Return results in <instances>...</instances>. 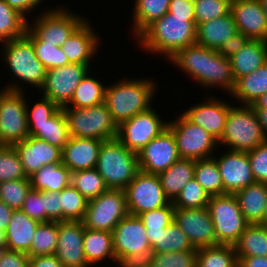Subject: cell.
<instances>
[{
    "instance_id": "obj_1",
    "label": "cell",
    "mask_w": 267,
    "mask_h": 267,
    "mask_svg": "<svg viewBox=\"0 0 267 267\" xmlns=\"http://www.w3.org/2000/svg\"><path fill=\"white\" fill-rule=\"evenodd\" d=\"M167 62L185 72L203 89L217 88L229 95L235 85L229 58L197 43L179 50ZM208 87V88H207Z\"/></svg>"
},
{
    "instance_id": "obj_2",
    "label": "cell",
    "mask_w": 267,
    "mask_h": 267,
    "mask_svg": "<svg viewBox=\"0 0 267 267\" xmlns=\"http://www.w3.org/2000/svg\"><path fill=\"white\" fill-rule=\"evenodd\" d=\"M196 18L166 13L150 24L135 40L141 51L169 60L179 50L196 43Z\"/></svg>"
},
{
    "instance_id": "obj_3",
    "label": "cell",
    "mask_w": 267,
    "mask_h": 267,
    "mask_svg": "<svg viewBox=\"0 0 267 267\" xmlns=\"http://www.w3.org/2000/svg\"><path fill=\"white\" fill-rule=\"evenodd\" d=\"M127 78V79H126ZM122 77L115 82H108L105 89V103L113 121L119 126L136 114L148 111L152 107L157 92L155 79ZM121 80V81H120Z\"/></svg>"
},
{
    "instance_id": "obj_4",
    "label": "cell",
    "mask_w": 267,
    "mask_h": 267,
    "mask_svg": "<svg viewBox=\"0 0 267 267\" xmlns=\"http://www.w3.org/2000/svg\"><path fill=\"white\" fill-rule=\"evenodd\" d=\"M2 62L9 69L12 80L0 89L12 92H27L24 86L42 87L47 69L37 59L32 42L24 35L17 39L4 42L0 48ZM16 78V79H14ZM18 81V82H17ZM24 82V83H23ZM23 83V84H22Z\"/></svg>"
},
{
    "instance_id": "obj_5",
    "label": "cell",
    "mask_w": 267,
    "mask_h": 267,
    "mask_svg": "<svg viewBox=\"0 0 267 267\" xmlns=\"http://www.w3.org/2000/svg\"><path fill=\"white\" fill-rule=\"evenodd\" d=\"M66 7V8H65ZM27 20L25 36L30 41H46L61 47L63 43L88 19L69 10V6L46 7ZM30 22V23H29Z\"/></svg>"
},
{
    "instance_id": "obj_6",
    "label": "cell",
    "mask_w": 267,
    "mask_h": 267,
    "mask_svg": "<svg viewBox=\"0 0 267 267\" xmlns=\"http://www.w3.org/2000/svg\"><path fill=\"white\" fill-rule=\"evenodd\" d=\"M96 169L108 189L124 190L140 171L137 153L117 138L103 141Z\"/></svg>"
},
{
    "instance_id": "obj_7",
    "label": "cell",
    "mask_w": 267,
    "mask_h": 267,
    "mask_svg": "<svg viewBox=\"0 0 267 267\" xmlns=\"http://www.w3.org/2000/svg\"><path fill=\"white\" fill-rule=\"evenodd\" d=\"M117 266L140 267L152 254L146 227L138 216L128 214L112 231Z\"/></svg>"
},
{
    "instance_id": "obj_8",
    "label": "cell",
    "mask_w": 267,
    "mask_h": 267,
    "mask_svg": "<svg viewBox=\"0 0 267 267\" xmlns=\"http://www.w3.org/2000/svg\"><path fill=\"white\" fill-rule=\"evenodd\" d=\"M266 141L262 127L250 105L231 106L218 146L227 150L249 152Z\"/></svg>"
},
{
    "instance_id": "obj_9",
    "label": "cell",
    "mask_w": 267,
    "mask_h": 267,
    "mask_svg": "<svg viewBox=\"0 0 267 267\" xmlns=\"http://www.w3.org/2000/svg\"><path fill=\"white\" fill-rule=\"evenodd\" d=\"M69 134L75 138L101 141L117 138L118 126L105 102L88 108L62 107Z\"/></svg>"
},
{
    "instance_id": "obj_10",
    "label": "cell",
    "mask_w": 267,
    "mask_h": 267,
    "mask_svg": "<svg viewBox=\"0 0 267 267\" xmlns=\"http://www.w3.org/2000/svg\"><path fill=\"white\" fill-rule=\"evenodd\" d=\"M209 211L216 235V245L234 246L249 224L234 194L210 196Z\"/></svg>"
},
{
    "instance_id": "obj_11",
    "label": "cell",
    "mask_w": 267,
    "mask_h": 267,
    "mask_svg": "<svg viewBox=\"0 0 267 267\" xmlns=\"http://www.w3.org/2000/svg\"><path fill=\"white\" fill-rule=\"evenodd\" d=\"M167 127L175 137L181 158L208 159L219 150L218 141L201 126L190 122L181 112L175 120L169 119Z\"/></svg>"
},
{
    "instance_id": "obj_12",
    "label": "cell",
    "mask_w": 267,
    "mask_h": 267,
    "mask_svg": "<svg viewBox=\"0 0 267 267\" xmlns=\"http://www.w3.org/2000/svg\"><path fill=\"white\" fill-rule=\"evenodd\" d=\"M128 214L125 191L108 189L97 198L88 200L82 222L86 228L112 232Z\"/></svg>"
},
{
    "instance_id": "obj_13",
    "label": "cell",
    "mask_w": 267,
    "mask_h": 267,
    "mask_svg": "<svg viewBox=\"0 0 267 267\" xmlns=\"http://www.w3.org/2000/svg\"><path fill=\"white\" fill-rule=\"evenodd\" d=\"M26 96L25 92L0 89V139L4 145L13 146L29 136Z\"/></svg>"
},
{
    "instance_id": "obj_14",
    "label": "cell",
    "mask_w": 267,
    "mask_h": 267,
    "mask_svg": "<svg viewBox=\"0 0 267 267\" xmlns=\"http://www.w3.org/2000/svg\"><path fill=\"white\" fill-rule=\"evenodd\" d=\"M124 191L128 213L133 216L163 207L170 202L159 176L155 174L139 171Z\"/></svg>"
},
{
    "instance_id": "obj_15",
    "label": "cell",
    "mask_w": 267,
    "mask_h": 267,
    "mask_svg": "<svg viewBox=\"0 0 267 267\" xmlns=\"http://www.w3.org/2000/svg\"><path fill=\"white\" fill-rule=\"evenodd\" d=\"M155 107L136 114L118 126L117 139L129 150L138 153L167 128L168 119L160 117Z\"/></svg>"
},
{
    "instance_id": "obj_16",
    "label": "cell",
    "mask_w": 267,
    "mask_h": 267,
    "mask_svg": "<svg viewBox=\"0 0 267 267\" xmlns=\"http://www.w3.org/2000/svg\"><path fill=\"white\" fill-rule=\"evenodd\" d=\"M90 69L88 65L72 63L48 69L39 92L62 108L70 102L79 82Z\"/></svg>"
},
{
    "instance_id": "obj_17",
    "label": "cell",
    "mask_w": 267,
    "mask_h": 267,
    "mask_svg": "<svg viewBox=\"0 0 267 267\" xmlns=\"http://www.w3.org/2000/svg\"><path fill=\"white\" fill-rule=\"evenodd\" d=\"M137 156L139 170L155 175L164 172L181 158L175 137L168 127L143 147Z\"/></svg>"
},
{
    "instance_id": "obj_18",
    "label": "cell",
    "mask_w": 267,
    "mask_h": 267,
    "mask_svg": "<svg viewBox=\"0 0 267 267\" xmlns=\"http://www.w3.org/2000/svg\"><path fill=\"white\" fill-rule=\"evenodd\" d=\"M221 152L223 153H220V155L215 153L213 158L217 162L222 177L224 194H235L240 189L256 182L247 152L227 149Z\"/></svg>"
},
{
    "instance_id": "obj_19",
    "label": "cell",
    "mask_w": 267,
    "mask_h": 267,
    "mask_svg": "<svg viewBox=\"0 0 267 267\" xmlns=\"http://www.w3.org/2000/svg\"><path fill=\"white\" fill-rule=\"evenodd\" d=\"M206 100V101H205ZM204 102L199 101L182 111V114L192 123L201 126L214 139L219 141L223 135L231 104L215 96H206Z\"/></svg>"
},
{
    "instance_id": "obj_20",
    "label": "cell",
    "mask_w": 267,
    "mask_h": 267,
    "mask_svg": "<svg viewBox=\"0 0 267 267\" xmlns=\"http://www.w3.org/2000/svg\"><path fill=\"white\" fill-rule=\"evenodd\" d=\"M174 222L195 248L216 245V235L209 211L205 208H175Z\"/></svg>"
},
{
    "instance_id": "obj_21",
    "label": "cell",
    "mask_w": 267,
    "mask_h": 267,
    "mask_svg": "<svg viewBox=\"0 0 267 267\" xmlns=\"http://www.w3.org/2000/svg\"><path fill=\"white\" fill-rule=\"evenodd\" d=\"M83 237L82 221L58 222V244L54 255L64 267H91L84 255Z\"/></svg>"
},
{
    "instance_id": "obj_22",
    "label": "cell",
    "mask_w": 267,
    "mask_h": 267,
    "mask_svg": "<svg viewBox=\"0 0 267 267\" xmlns=\"http://www.w3.org/2000/svg\"><path fill=\"white\" fill-rule=\"evenodd\" d=\"M87 19L61 46L69 63L84 64L90 68L101 46L102 37ZM101 37V38H100Z\"/></svg>"
},
{
    "instance_id": "obj_23",
    "label": "cell",
    "mask_w": 267,
    "mask_h": 267,
    "mask_svg": "<svg viewBox=\"0 0 267 267\" xmlns=\"http://www.w3.org/2000/svg\"><path fill=\"white\" fill-rule=\"evenodd\" d=\"M13 146L18 152L27 177L43 166L62 163V149L33 136L29 135Z\"/></svg>"
},
{
    "instance_id": "obj_24",
    "label": "cell",
    "mask_w": 267,
    "mask_h": 267,
    "mask_svg": "<svg viewBox=\"0 0 267 267\" xmlns=\"http://www.w3.org/2000/svg\"><path fill=\"white\" fill-rule=\"evenodd\" d=\"M237 30L252 40L267 41V18L259 0L231 1Z\"/></svg>"
},
{
    "instance_id": "obj_25",
    "label": "cell",
    "mask_w": 267,
    "mask_h": 267,
    "mask_svg": "<svg viewBox=\"0 0 267 267\" xmlns=\"http://www.w3.org/2000/svg\"><path fill=\"white\" fill-rule=\"evenodd\" d=\"M102 143L103 141L98 139L70 136L69 141L62 149V164L71 173L96 168Z\"/></svg>"
},
{
    "instance_id": "obj_26",
    "label": "cell",
    "mask_w": 267,
    "mask_h": 267,
    "mask_svg": "<svg viewBox=\"0 0 267 267\" xmlns=\"http://www.w3.org/2000/svg\"><path fill=\"white\" fill-rule=\"evenodd\" d=\"M237 32L236 23L231 12H229L222 17L197 25L196 43L218 51Z\"/></svg>"
},
{
    "instance_id": "obj_27",
    "label": "cell",
    "mask_w": 267,
    "mask_h": 267,
    "mask_svg": "<svg viewBox=\"0 0 267 267\" xmlns=\"http://www.w3.org/2000/svg\"><path fill=\"white\" fill-rule=\"evenodd\" d=\"M83 251L91 267H97L95 265H101L105 261L108 263V259L117 266L113 250L112 232L84 227Z\"/></svg>"
},
{
    "instance_id": "obj_28",
    "label": "cell",
    "mask_w": 267,
    "mask_h": 267,
    "mask_svg": "<svg viewBox=\"0 0 267 267\" xmlns=\"http://www.w3.org/2000/svg\"><path fill=\"white\" fill-rule=\"evenodd\" d=\"M39 223L20 209L14 210L9 225L5 230L7 249L28 253Z\"/></svg>"
},
{
    "instance_id": "obj_29",
    "label": "cell",
    "mask_w": 267,
    "mask_h": 267,
    "mask_svg": "<svg viewBox=\"0 0 267 267\" xmlns=\"http://www.w3.org/2000/svg\"><path fill=\"white\" fill-rule=\"evenodd\" d=\"M230 62L235 81L254 72L267 62V41L250 39Z\"/></svg>"
},
{
    "instance_id": "obj_30",
    "label": "cell",
    "mask_w": 267,
    "mask_h": 267,
    "mask_svg": "<svg viewBox=\"0 0 267 267\" xmlns=\"http://www.w3.org/2000/svg\"><path fill=\"white\" fill-rule=\"evenodd\" d=\"M234 195L245 220L249 224L262 223L267 205V184L254 182Z\"/></svg>"
},
{
    "instance_id": "obj_31",
    "label": "cell",
    "mask_w": 267,
    "mask_h": 267,
    "mask_svg": "<svg viewBox=\"0 0 267 267\" xmlns=\"http://www.w3.org/2000/svg\"><path fill=\"white\" fill-rule=\"evenodd\" d=\"M266 93L267 62L254 72L238 78L229 97L232 96V98L236 99L239 105H251Z\"/></svg>"
},
{
    "instance_id": "obj_32",
    "label": "cell",
    "mask_w": 267,
    "mask_h": 267,
    "mask_svg": "<svg viewBox=\"0 0 267 267\" xmlns=\"http://www.w3.org/2000/svg\"><path fill=\"white\" fill-rule=\"evenodd\" d=\"M29 135L60 149L69 141L70 134L65 113L60 108L47 122L28 123Z\"/></svg>"
},
{
    "instance_id": "obj_33",
    "label": "cell",
    "mask_w": 267,
    "mask_h": 267,
    "mask_svg": "<svg viewBox=\"0 0 267 267\" xmlns=\"http://www.w3.org/2000/svg\"><path fill=\"white\" fill-rule=\"evenodd\" d=\"M195 160L180 158L158 176L166 197L172 202L188 181L194 178Z\"/></svg>"
},
{
    "instance_id": "obj_34",
    "label": "cell",
    "mask_w": 267,
    "mask_h": 267,
    "mask_svg": "<svg viewBox=\"0 0 267 267\" xmlns=\"http://www.w3.org/2000/svg\"><path fill=\"white\" fill-rule=\"evenodd\" d=\"M29 178L37 191L60 192L71 185V171L62 163L43 166Z\"/></svg>"
},
{
    "instance_id": "obj_35",
    "label": "cell",
    "mask_w": 267,
    "mask_h": 267,
    "mask_svg": "<svg viewBox=\"0 0 267 267\" xmlns=\"http://www.w3.org/2000/svg\"><path fill=\"white\" fill-rule=\"evenodd\" d=\"M91 69L79 82L70 102L64 107L88 108L105 102L107 84L100 81ZM94 76V77H92Z\"/></svg>"
},
{
    "instance_id": "obj_36",
    "label": "cell",
    "mask_w": 267,
    "mask_h": 267,
    "mask_svg": "<svg viewBox=\"0 0 267 267\" xmlns=\"http://www.w3.org/2000/svg\"><path fill=\"white\" fill-rule=\"evenodd\" d=\"M170 0H134L131 36L135 39L155 20L168 12Z\"/></svg>"
},
{
    "instance_id": "obj_37",
    "label": "cell",
    "mask_w": 267,
    "mask_h": 267,
    "mask_svg": "<svg viewBox=\"0 0 267 267\" xmlns=\"http://www.w3.org/2000/svg\"><path fill=\"white\" fill-rule=\"evenodd\" d=\"M234 248L237 256H267V226L248 224Z\"/></svg>"
},
{
    "instance_id": "obj_38",
    "label": "cell",
    "mask_w": 267,
    "mask_h": 267,
    "mask_svg": "<svg viewBox=\"0 0 267 267\" xmlns=\"http://www.w3.org/2000/svg\"><path fill=\"white\" fill-rule=\"evenodd\" d=\"M238 259L234 246L217 244L197 248L196 267H236Z\"/></svg>"
},
{
    "instance_id": "obj_39",
    "label": "cell",
    "mask_w": 267,
    "mask_h": 267,
    "mask_svg": "<svg viewBox=\"0 0 267 267\" xmlns=\"http://www.w3.org/2000/svg\"><path fill=\"white\" fill-rule=\"evenodd\" d=\"M27 19L4 0H0V45L25 35Z\"/></svg>"
},
{
    "instance_id": "obj_40",
    "label": "cell",
    "mask_w": 267,
    "mask_h": 267,
    "mask_svg": "<svg viewBox=\"0 0 267 267\" xmlns=\"http://www.w3.org/2000/svg\"><path fill=\"white\" fill-rule=\"evenodd\" d=\"M174 210L172 202L167 205L146 211L138 215L143 225L146 227V234L151 247L158 241L163 228L168 227L174 221Z\"/></svg>"
},
{
    "instance_id": "obj_41",
    "label": "cell",
    "mask_w": 267,
    "mask_h": 267,
    "mask_svg": "<svg viewBox=\"0 0 267 267\" xmlns=\"http://www.w3.org/2000/svg\"><path fill=\"white\" fill-rule=\"evenodd\" d=\"M194 178L209 196L224 195L222 177L213 157L195 160Z\"/></svg>"
},
{
    "instance_id": "obj_42",
    "label": "cell",
    "mask_w": 267,
    "mask_h": 267,
    "mask_svg": "<svg viewBox=\"0 0 267 267\" xmlns=\"http://www.w3.org/2000/svg\"><path fill=\"white\" fill-rule=\"evenodd\" d=\"M58 244V222L39 223L33 235L29 257L54 255Z\"/></svg>"
},
{
    "instance_id": "obj_43",
    "label": "cell",
    "mask_w": 267,
    "mask_h": 267,
    "mask_svg": "<svg viewBox=\"0 0 267 267\" xmlns=\"http://www.w3.org/2000/svg\"><path fill=\"white\" fill-rule=\"evenodd\" d=\"M189 238L173 221L168 227L163 228L158 241L151 247L152 253L184 252L193 250Z\"/></svg>"
},
{
    "instance_id": "obj_44",
    "label": "cell",
    "mask_w": 267,
    "mask_h": 267,
    "mask_svg": "<svg viewBox=\"0 0 267 267\" xmlns=\"http://www.w3.org/2000/svg\"><path fill=\"white\" fill-rule=\"evenodd\" d=\"M71 185L87 200L97 198L108 190L96 168L72 172Z\"/></svg>"
},
{
    "instance_id": "obj_45",
    "label": "cell",
    "mask_w": 267,
    "mask_h": 267,
    "mask_svg": "<svg viewBox=\"0 0 267 267\" xmlns=\"http://www.w3.org/2000/svg\"><path fill=\"white\" fill-rule=\"evenodd\" d=\"M61 221H83L88 200L72 185L60 191Z\"/></svg>"
},
{
    "instance_id": "obj_46",
    "label": "cell",
    "mask_w": 267,
    "mask_h": 267,
    "mask_svg": "<svg viewBox=\"0 0 267 267\" xmlns=\"http://www.w3.org/2000/svg\"><path fill=\"white\" fill-rule=\"evenodd\" d=\"M197 248L184 252L152 253L140 267H196Z\"/></svg>"
},
{
    "instance_id": "obj_47",
    "label": "cell",
    "mask_w": 267,
    "mask_h": 267,
    "mask_svg": "<svg viewBox=\"0 0 267 267\" xmlns=\"http://www.w3.org/2000/svg\"><path fill=\"white\" fill-rule=\"evenodd\" d=\"M210 196L195 178L188 181L177 197L172 201L175 208L195 209L205 208Z\"/></svg>"
},
{
    "instance_id": "obj_48",
    "label": "cell",
    "mask_w": 267,
    "mask_h": 267,
    "mask_svg": "<svg viewBox=\"0 0 267 267\" xmlns=\"http://www.w3.org/2000/svg\"><path fill=\"white\" fill-rule=\"evenodd\" d=\"M31 189L29 177L0 182V200L14 210L21 209Z\"/></svg>"
},
{
    "instance_id": "obj_49",
    "label": "cell",
    "mask_w": 267,
    "mask_h": 267,
    "mask_svg": "<svg viewBox=\"0 0 267 267\" xmlns=\"http://www.w3.org/2000/svg\"><path fill=\"white\" fill-rule=\"evenodd\" d=\"M28 178L14 146L0 148V182Z\"/></svg>"
},
{
    "instance_id": "obj_50",
    "label": "cell",
    "mask_w": 267,
    "mask_h": 267,
    "mask_svg": "<svg viewBox=\"0 0 267 267\" xmlns=\"http://www.w3.org/2000/svg\"><path fill=\"white\" fill-rule=\"evenodd\" d=\"M31 42L37 59L47 70L70 64L61 47L54 46V44L46 41Z\"/></svg>"
},
{
    "instance_id": "obj_51",
    "label": "cell",
    "mask_w": 267,
    "mask_h": 267,
    "mask_svg": "<svg viewBox=\"0 0 267 267\" xmlns=\"http://www.w3.org/2000/svg\"><path fill=\"white\" fill-rule=\"evenodd\" d=\"M230 0H198L194 3L196 26L230 12Z\"/></svg>"
},
{
    "instance_id": "obj_52",
    "label": "cell",
    "mask_w": 267,
    "mask_h": 267,
    "mask_svg": "<svg viewBox=\"0 0 267 267\" xmlns=\"http://www.w3.org/2000/svg\"><path fill=\"white\" fill-rule=\"evenodd\" d=\"M39 101L30 106V100L26 102V115L28 123L47 122L60 107L50 99L42 96Z\"/></svg>"
},
{
    "instance_id": "obj_53",
    "label": "cell",
    "mask_w": 267,
    "mask_h": 267,
    "mask_svg": "<svg viewBox=\"0 0 267 267\" xmlns=\"http://www.w3.org/2000/svg\"><path fill=\"white\" fill-rule=\"evenodd\" d=\"M20 210L40 223L51 221L44 210V191L31 189Z\"/></svg>"
},
{
    "instance_id": "obj_54",
    "label": "cell",
    "mask_w": 267,
    "mask_h": 267,
    "mask_svg": "<svg viewBox=\"0 0 267 267\" xmlns=\"http://www.w3.org/2000/svg\"><path fill=\"white\" fill-rule=\"evenodd\" d=\"M247 153L255 181L267 184V140Z\"/></svg>"
},
{
    "instance_id": "obj_55",
    "label": "cell",
    "mask_w": 267,
    "mask_h": 267,
    "mask_svg": "<svg viewBox=\"0 0 267 267\" xmlns=\"http://www.w3.org/2000/svg\"><path fill=\"white\" fill-rule=\"evenodd\" d=\"M44 210L51 221H61V198L60 192L44 191Z\"/></svg>"
},
{
    "instance_id": "obj_56",
    "label": "cell",
    "mask_w": 267,
    "mask_h": 267,
    "mask_svg": "<svg viewBox=\"0 0 267 267\" xmlns=\"http://www.w3.org/2000/svg\"><path fill=\"white\" fill-rule=\"evenodd\" d=\"M249 40L248 37L238 31L220 47L218 53L230 59L236 52H239Z\"/></svg>"
},
{
    "instance_id": "obj_57",
    "label": "cell",
    "mask_w": 267,
    "mask_h": 267,
    "mask_svg": "<svg viewBox=\"0 0 267 267\" xmlns=\"http://www.w3.org/2000/svg\"><path fill=\"white\" fill-rule=\"evenodd\" d=\"M0 267H29V255L24 252L7 250L0 260Z\"/></svg>"
},
{
    "instance_id": "obj_58",
    "label": "cell",
    "mask_w": 267,
    "mask_h": 267,
    "mask_svg": "<svg viewBox=\"0 0 267 267\" xmlns=\"http://www.w3.org/2000/svg\"><path fill=\"white\" fill-rule=\"evenodd\" d=\"M7 2L12 8L17 10L20 14H22L27 20L30 13H33L38 8H40L41 4L46 0H4Z\"/></svg>"
},
{
    "instance_id": "obj_59",
    "label": "cell",
    "mask_w": 267,
    "mask_h": 267,
    "mask_svg": "<svg viewBox=\"0 0 267 267\" xmlns=\"http://www.w3.org/2000/svg\"><path fill=\"white\" fill-rule=\"evenodd\" d=\"M168 13L180 17H195L194 3L188 0H170Z\"/></svg>"
},
{
    "instance_id": "obj_60",
    "label": "cell",
    "mask_w": 267,
    "mask_h": 267,
    "mask_svg": "<svg viewBox=\"0 0 267 267\" xmlns=\"http://www.w3.org/2000/svg\"><path fill=\"white\" fill-rule=\"evenodd\" d=\"M29 267H64L55 255L29 257Z\"/></svg>"
},
{
    "instance_id": "obj_61",
    "label": "cell",
    "mask_w": 267,
    "mask_h": 267,
    "mask_svg": "<svg viewBox=\"0 0 267 267\" xmlns=\"http://www.w3.org/2000/svg\"><path fill=\"white\" fill-rule=\"evenodd\" d=\"M241 267H267V256H237Z\"/></svg>"
},
{
    "instance_id": "obj_62",
    "label": "cell",
    "mask_w": 267,
    "mask_h": 267,
    "mask_svg": "<svg viewBox=\"0 0 267 267\" xmlns=\"http://www.w3.org/2000/svg\"><path fill=\"white\" fill-rule=\"evenodd\" d=\"M14 209L0 200V229L6 230L12 217Z\"/></svg>"
},
{
    "instance_id": "obj_63",
    "label": "cell",
    "mask_w": 267,
    "mask_h": 267,
    "mask_svg": "<svg viewBox=\"0 0 267 267\" xmlns=\"http://www.w3.org/2000/svg\"><path fill=\"white\" fill-rule=\"evenodd\" d=\"M267 140V109H253Z\"/></svg>"
},
{
    "instance_id": "obj_64",
    "label": "cell",
    "mask_w": 267,
    "mask_h": 267,
    "mask_svg": "<svg viewBox=\"0 0 267 267\" xmlns=\"http://www.w3.org/2000/svg\"><path fill=\"white\" fill-rule=\"evenodd\" d=\"M253 109H267V93L261 95L250 105Z\"/></svg>"
},
{
    "instance_id": "obj_65",
    "label": "cell",
    "mask_w": 267,
    "mask_h": 267,
    "mask_svg": "<svg viewBox=\"0 0 267 267\" xmlns=\"http://www.w3.org/2000/svg\"><path fill=\"white\" fill-rule=\"evenodd\" d=\"M7 245L5 230L0 229V246Z\"/></svg>"
},
{
    "instance_id": "obj_66",
    "label": "cell",
    "mask_w": 267,
    "mask_h": 267,
    "mask_svg": "<svg viewBox=\"0 0 267 267\" xmlns=\"http://www.w3.org/2000/svg\"><path fill=\"white\" fill-rule=\"evenodd\" d=\"M7 245H1L0 246V260L3 258L5 252L7 251Z\"/></svg>"
},
{
    "instance_id": "obj_67",
    "label": "cell",
    "mask_w": 267,
    "mask_h": 267,
    "mask_svg": "<svg viewBox=\"0 0 267 267\" xmlns=\"http://www.w3.org/2000/svg\"><path fill=\"white\" fill-rule=\"evenodd\" d=\"M267 18V0H259Z\"/></svg>"
},
{
    "instance_id": "obj_68",
    "label": "cell",
    "mask_w": 267,
    "mask_h": 267,
    "mask_svg": "<svg viewBox=\"0 0 267 267\" xmlns=\"http://www.w3.org/2000/svg\"><path fill=\"white\" fill-rule=\"evenodd\" d=\"M261 224L264 226H267V205H266L265 213H264L263 220H262Z\"/></svg>"
},
{
    "instance_id": "obj_69",
    "label": "cell",
    "mask_w": 267,
    "mask_h": 267,
    "mask_svg": "<svg viewBox=\"0 0 267 267\" xmlns=\"http://www.w3.org/2000/svg\"><path fill=\"white\" fill-rule=\"evenodd\" d=\"M5 146L2 142H1V139H0V148Z\"/></svg>"
},
{
    "instance_id": "obj_70",
    "label": "cell",
    "mask_w": 267,
    "mask_h": 267,
    "mask_svg": "<svg viewBox=\"0 0 267 267\" xmlns=\"http://www.w3.org/2000/svg\"><path fill=\"white\" fill-rule=\"evenodd\" d=\"M189 2L195 3L198 0H188Z\"/></svg>"
},
{
    "instance_id": "obj_71",
    "label": "cell",
    "mask_w": 267,
    "mask_h": 267,
    "mask_svg": "<svg viewBox=\"0 0 267 267\" xmlns=\"http://www.w3.org/2000/svg\"><path fill=\"white\" fill-rule=\"evenodd\" d=\"M120 267V266H119ZM123 267H138V266H123Z\"/></svg>"
}]
</instances>
